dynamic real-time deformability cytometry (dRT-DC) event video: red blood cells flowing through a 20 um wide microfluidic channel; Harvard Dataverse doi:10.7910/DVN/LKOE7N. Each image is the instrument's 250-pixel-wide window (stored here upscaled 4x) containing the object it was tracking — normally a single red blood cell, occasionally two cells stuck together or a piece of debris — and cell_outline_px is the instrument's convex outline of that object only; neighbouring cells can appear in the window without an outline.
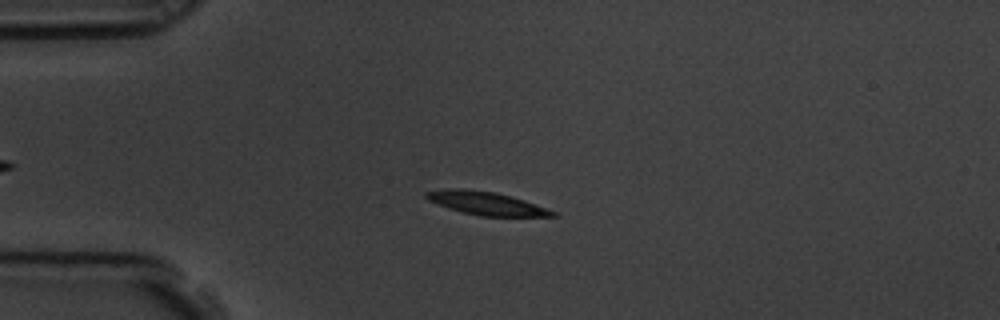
{"species": "common noctule bat (a hibernating species)", "species_latin": "Nyctalus noctula", "temperature_condition": "room temperature", "stored_images_in_passage": 4, "camera_frame_rate_fps": 3000, "um_per_image_px": 0.085, "animal": {"sex": "male", "body_mass_g": 19.5, "forearm_length_mm": 54.6}, "frame": {"image": 1, "passage_image": 2, "time_ms": 0.333, "image_size_px": [1000, 320], "cell_outline_px": [[560, 216], [480, 216], [460, 212], [448, 208], [428, 200], [424, 196], [424, 192], [448, 188], [464, 188], [496, 192], [512, 196], [524, 200], [556, 212]], "centroid_in_image_um": [41.29, 17.27], "position_along_channel_um": 43.7, "area_um2": 17.17}}